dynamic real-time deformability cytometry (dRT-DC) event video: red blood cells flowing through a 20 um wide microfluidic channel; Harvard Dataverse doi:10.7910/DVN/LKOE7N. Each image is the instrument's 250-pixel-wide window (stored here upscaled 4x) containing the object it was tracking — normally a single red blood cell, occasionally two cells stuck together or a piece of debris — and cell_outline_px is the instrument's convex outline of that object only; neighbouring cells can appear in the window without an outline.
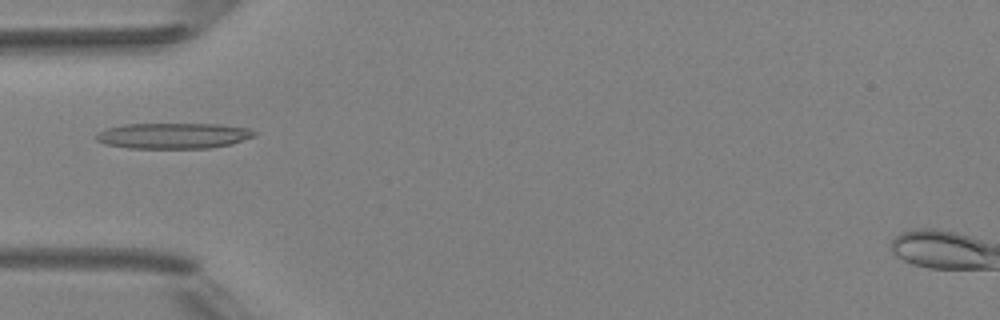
{"species": "Egyptian fruit bat (a non-hibernating species)", "species_latin": "Rousettus aegyptiacus", "temperature_condition": "room temperature", "stored_images_in_passage": 4, "camera_frame_rate_fps": 3000, "um_per_image_px": 0.085, "animal": {"sex": "female"}, "frame": {"image": 1, "passage_image": 3, "time_ms": 2.333, "image_size_px": [1000, 320], "cell_outline_px": [[256, 136], [232, 144], [212, 148], [128, 148], [104, 144], [96, 140], [96, 136], [100, 132], [108, 128], [124, 124], [220, 124], [248, 128], [256, 132]], "centroid_in_image_um": [14.77, 11.54], "position_along_channel_um": 70.2, "area_um2": 23.76}}
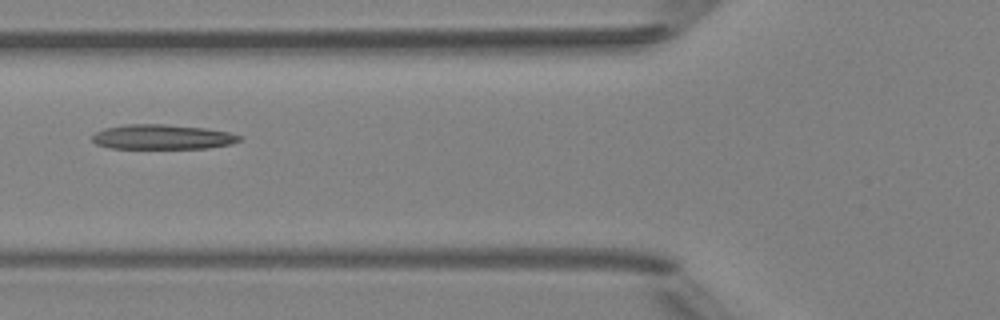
{"frame": {"image": 2, "passage_image": 4, "time_ms": 3.333, "image_size_px": [1000, 320], "cell_outline_px": [[244, 136], [240, 140], [228, 144], [208, 148], [108, 148], [96, 144], [92, 140], [92, 136], [96, 132], [104, 128], [124, 124], [164, 124], [204, 128], [228, 132]], "centroid_in_image_um": [13.76, 11.63], "position_along_channel_um": 112.0, "area_um2": 21.21}}